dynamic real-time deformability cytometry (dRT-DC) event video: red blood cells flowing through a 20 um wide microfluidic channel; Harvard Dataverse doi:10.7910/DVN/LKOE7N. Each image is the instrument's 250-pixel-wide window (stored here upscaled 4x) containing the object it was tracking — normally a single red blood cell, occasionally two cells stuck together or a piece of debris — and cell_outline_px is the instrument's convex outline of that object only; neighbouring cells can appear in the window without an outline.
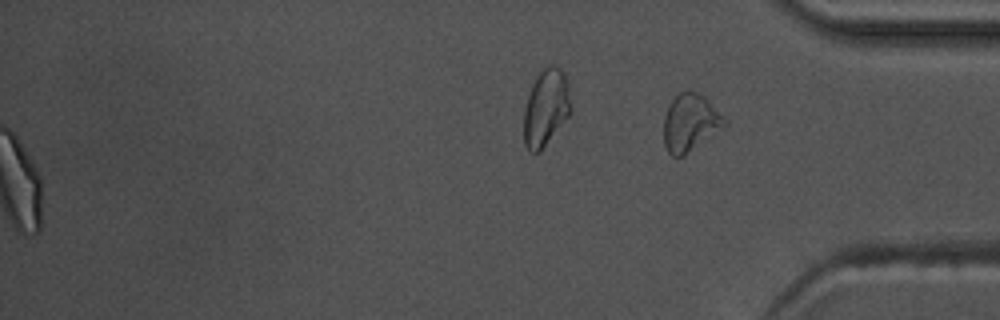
{"species": "common noctule bat (a hibernating species)", "species_latin": "Nyctalus noctula", "temperature_condition": "warm", "stored_images_in_passage": 54, "camera_frame_rate_fps": 3000, "um_per_image_px": 0.085, "animal": {"sex": "male", "body_mass_g": 17.5, "forearm_length_mm": 52.3}, "frame": {"image": 1, "passage_image": 54, "time_ms": 17.667, "image_size_px": [1000, 320], "cell_outline_px": [[728, 124], [684, 156], [672, 156], [668, 152], [664, 144], [664, 116], [668, 104], [680, 92], [688, 88], [700, 92], [724, 116]], "centroid_in_image_um": [58.67, 10.39], "position_along_channel_um": 376.5, "area_um2": 20.58}, "authors_computed_cell_mechanics": {"area_um2": 20.4034, "velocity_mm_per_s": 3.6742, "shape_relaxation_time_tau1_ms": null, "shape_relaxation_time_tau2_ms": 1.7596, "deformation_change_tau1": null, "deformation_change_tau2": 0.0859}}